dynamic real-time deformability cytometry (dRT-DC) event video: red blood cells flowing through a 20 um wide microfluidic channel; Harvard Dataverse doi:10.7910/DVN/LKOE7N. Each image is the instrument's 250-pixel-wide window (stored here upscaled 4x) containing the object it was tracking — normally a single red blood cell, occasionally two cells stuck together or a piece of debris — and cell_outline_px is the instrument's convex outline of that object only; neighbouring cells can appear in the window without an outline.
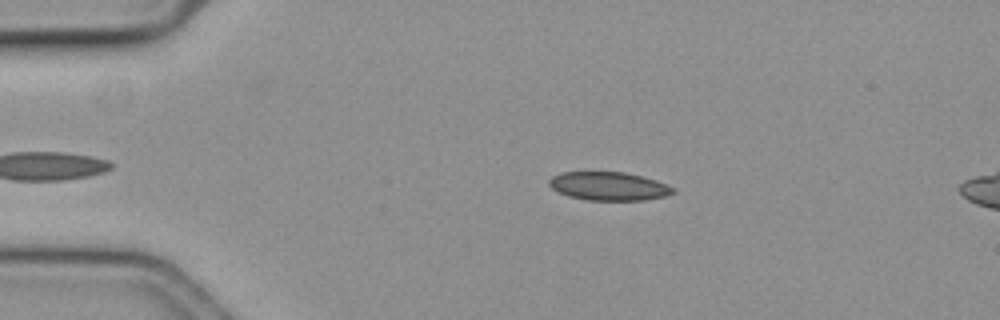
{"species": "common noctule bat (a hibernating species)", "species_latin": "Nyctalus noctula", "temperature_condition": "cold", "stored_images_in_passage": 10, "camera_frame_rate_fps": 3000, "um_per_image_px": 0.085, "animal": {"sex": "female", "body_mass_g": 19.3, "forearm_length_mm": 54.1}, "frame": {"image": 1, "passage_image": 4, "time_ms": 1.0, "image_size_px": [1000, 320], "cell_outline_px": [[676, 192], [668, 196], [644, 200], [588, 200], [568, 196], [552, 188], [548, 184], [548, 180], [552, 176], [564, 172], [624, 172], [656, 180], [676, 188]], "centroid_in_image_um": [51.78, 15.83], "position_along_channel_um": 33.2, "area_um2": 20.58}}